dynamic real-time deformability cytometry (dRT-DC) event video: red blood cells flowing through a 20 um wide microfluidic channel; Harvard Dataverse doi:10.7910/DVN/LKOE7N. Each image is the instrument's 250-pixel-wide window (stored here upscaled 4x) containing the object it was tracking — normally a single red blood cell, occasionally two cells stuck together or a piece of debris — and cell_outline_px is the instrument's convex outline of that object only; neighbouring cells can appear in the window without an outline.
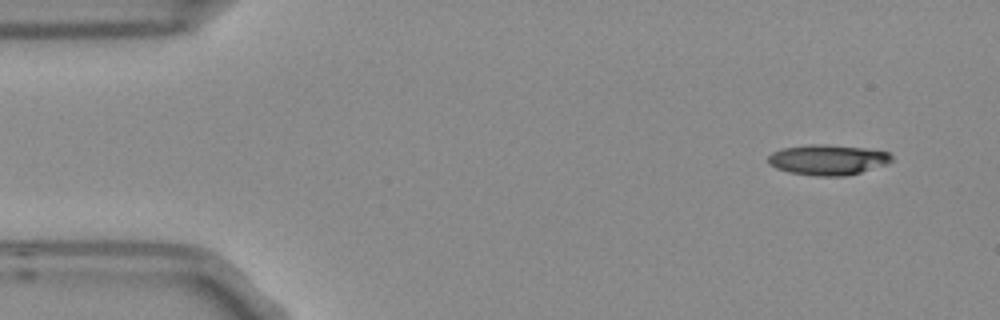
{"species": "Egyptian fruit bat (a non-hibernating species)", "species_latin": "Rousettus aegyptiacus", "temperature_condition": "room temperature", "stored_images_in_passage": 4, "camera_frame_rate_fps": 3000, "um_per_image_px": 0.085, "frame": {"image": 1, "passage_image": 1, "time_ms": 0.0, "image_size_px": [1000, 320], "cell_outline_px": [[892, 160], [884, 164], [860, 172], [844, 176], [816, 176], [788, 172], [776, 168], [768, 164], [768, 156], [772, 152], [784, 148], [812, 144], [824, 144], [864, 148], [888, 152], [892, 156]], "centroid_in_image_um": [70.31, 13.58], "position_along_channel_um": 14.7, "area_um2": 21.62}}
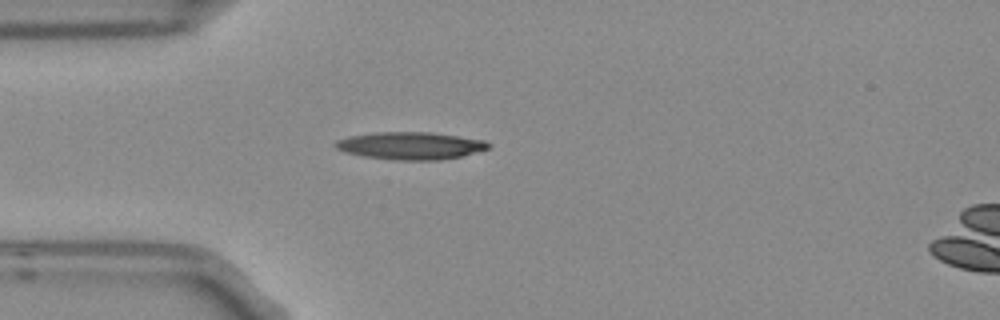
{"frame": {"image": 2, "passage_image": 4, "time_ms": 1.0, "image_size_px": [1000, 320], "cell_outline_px": [[492, 144], [488, 148], [460, 156], [440, 160], [392, 160], [364, 156], [344, 152], [336, 148], [332, 144], [336, 140], [352, 136], [376, 132], [428, 132], [484, 140]], "centroid_in_image_um": [34.85, 12.39], "position_along_channel_um": 50.2, "area_um2": 24.28}}